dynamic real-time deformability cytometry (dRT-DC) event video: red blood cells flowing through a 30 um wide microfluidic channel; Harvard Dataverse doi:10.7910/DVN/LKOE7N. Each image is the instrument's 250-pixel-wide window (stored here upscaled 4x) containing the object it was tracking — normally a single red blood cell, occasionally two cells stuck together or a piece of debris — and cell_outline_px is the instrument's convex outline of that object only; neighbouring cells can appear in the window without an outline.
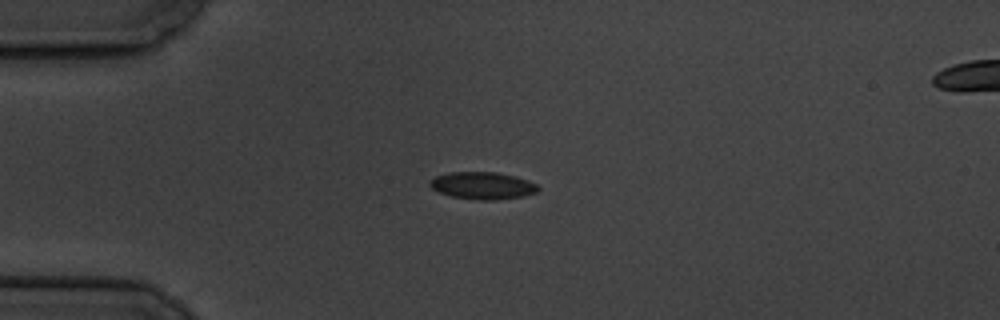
{"species": "common noctule bat (a hibernating species)", "species_latin": "Nyctalus noctula", "temperature_condition": "cold", "stored_images_in_passage": 5, "camera_frame_rate_fps": 3000, "um_per_image_px": 0.085, "animal": {"sex": "male", "body_mass_g": 19.5, "forearm_length_mm": 54.6}, "frame": {"image": 1, "passage_image": 2, "time_ms": 1.0, "image_size_px": [1000, 320], "cell_outline_px": [[540, 188], [536, 192], [524, 196], [496, 200], [480, 200], [452, 196], [440, 192], [432, 188], [428, 184], [436, 176], [448, 172], [496, 172], [516, 176], [528, 180], [536, 184]], "centroid_in_image_um": [41.05, 15.77], "position_along_channel_um": 44.0, "area_um2": 17.11}}
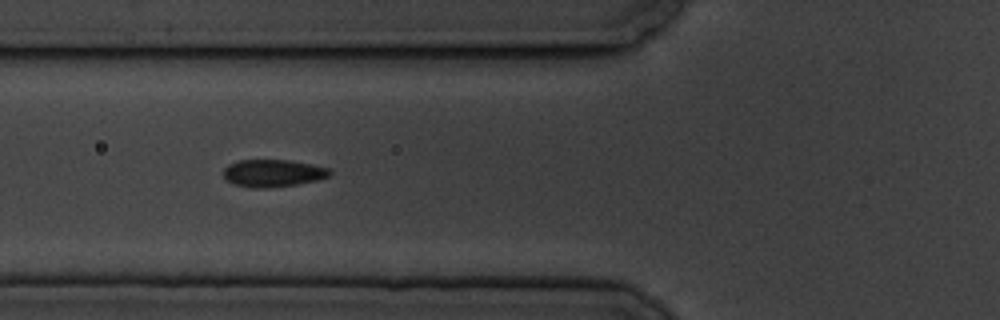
{"frame": {"image": 2, "passage_image": 4, "time_ms": 3.333, "image_size_px": [1000, 320], "cell_outline_px": [[332, 172], [328, 176], [320, 180], [296, 184], [268, 188], [252, 188], [232, 184], [224, 176], [224, 168], [228, 164], [240, 160], [288, 160], [312, 164], [328, 168]], "centroid_in_image_um": [23.2, 14.72], "position_along_channel_um": 102.6, "area_um2": 16.99}}
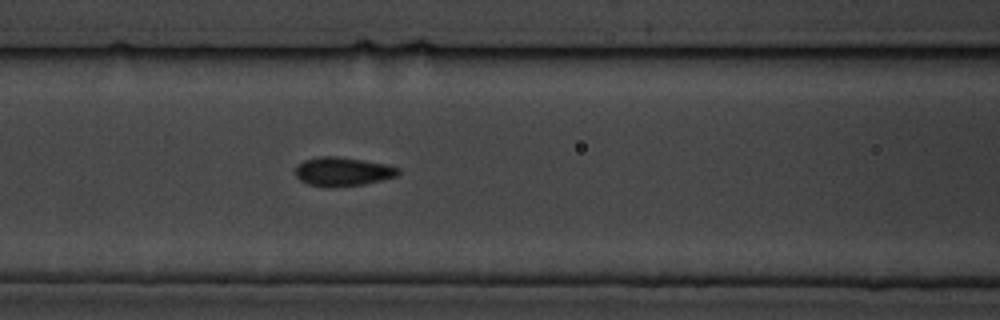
{"frame": {"image": 3, "passage_image": 5, "time_ms": 4.333, "image_size_px": [1000, 320], "cell_outline_px": [[400, 172], [396, 176], [364, 184], [308, 184], [300, 180], [296, 176], [296, 164], [304, 160], [320, 156], [336, 156], [384, 164], [400, 168]], "centroid_in_image_um": [29.12, 14.53], "position_along_channel_um": 137.5, "area_um2": 16.42}}